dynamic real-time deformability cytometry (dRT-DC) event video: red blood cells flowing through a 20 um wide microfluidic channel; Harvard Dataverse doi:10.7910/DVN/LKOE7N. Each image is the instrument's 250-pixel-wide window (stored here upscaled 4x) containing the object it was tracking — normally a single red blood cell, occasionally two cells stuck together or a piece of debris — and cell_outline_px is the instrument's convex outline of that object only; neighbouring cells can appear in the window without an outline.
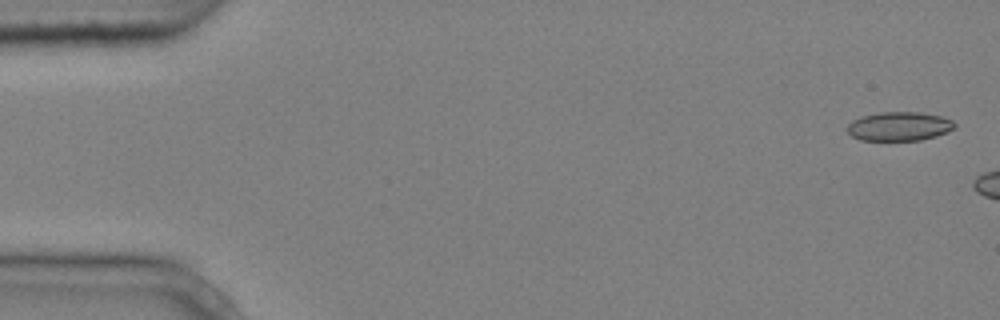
{"species": "common noctule bat (a hibernating species)", "species_latin": "Nyctalus noctula", "temperature_condition": "cold", "stored_images_in_passage": 5, "camera_frame_rate_fps": 3000, "um_per_image_px": 0.085, "animal": {"sex": "male", "body_mass_g": 20.4}, "frame": {"image": 1, "passage_image": 1, "time_ms": 0.0, "image_size_px": [1000, 320], "cell_outline_px": [[956, 124], [948, 132], [936, 136], [920, 140], [860, 140], [852, 136], [848, 132], [848, 124], [852, 120], [860, 116], [880, 112], [916, 112], [940, 116], [952, 120]], "centroid_in_image_um": [76.41, 10.74], "position_along_channel_um": 8.6, "area_um2": 18.03}}
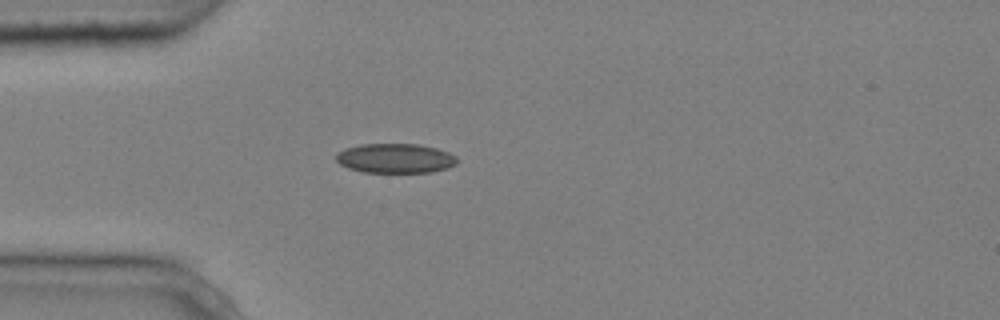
{"frame": {"image": 2, "passage_image": 5, "time_ms": 1.333, "image_size_px": [1000, 320], "cell_outline_px": [[460, 160], [456, 164], [448, 168], [432, 172], [364, 172], [348, 168], [340, 164], [336, 160], [336, 152], [344, 148], [360, 144], [416, 144], [436, 148], [448, 152], [456, 156]], "centroid_in_image_um": [33.6, 13.45], "position_along_channel_um": 51.4, "area_um2": 20.98}}